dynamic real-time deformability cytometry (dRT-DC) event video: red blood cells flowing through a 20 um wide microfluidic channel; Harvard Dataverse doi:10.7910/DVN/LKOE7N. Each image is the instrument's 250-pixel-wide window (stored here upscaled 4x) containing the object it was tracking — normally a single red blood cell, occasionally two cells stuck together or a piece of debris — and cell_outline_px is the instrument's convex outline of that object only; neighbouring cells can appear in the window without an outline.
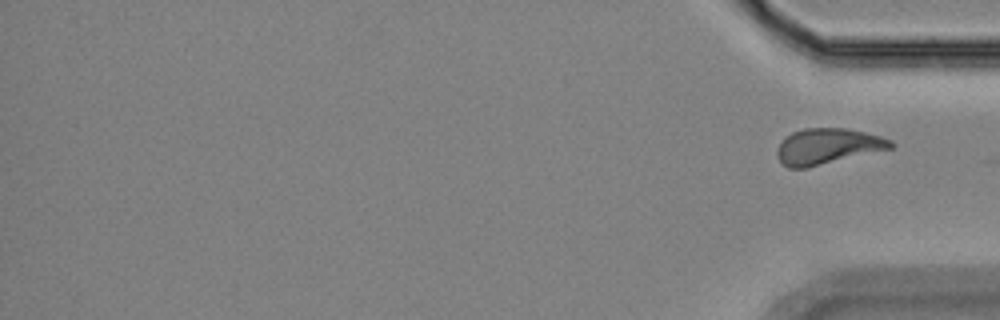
{"species": "Egyptian fruit bat (a non-hibernating species)", "species_latin": "Rousettus aegyptiacus", "temperature_condition": "room temperature", "stored_images_in_passage": 15, "segment_of_instrument_passage": [2, 2], "camera_frame_rate_fps": 3000, "um_per_image_px": 0.085, "animal": {"sex": "female"}, "frame": {"image": 1, "passage_image": 15, "time_ms": 17.667, "image_size_px": [1000, 320], "cell_outline_px": [[896, 144], [892, 148], [804, 168], [788, 168], [776, 156], [776, 152], [780, 144], [792, 132], [804, 128], [848, 128], [880, 136], [892, 140]], "centroid_in_image_um": [70.37, 12.42], "position_along_channel_um": 364.8, "area_um2": 23.35}}